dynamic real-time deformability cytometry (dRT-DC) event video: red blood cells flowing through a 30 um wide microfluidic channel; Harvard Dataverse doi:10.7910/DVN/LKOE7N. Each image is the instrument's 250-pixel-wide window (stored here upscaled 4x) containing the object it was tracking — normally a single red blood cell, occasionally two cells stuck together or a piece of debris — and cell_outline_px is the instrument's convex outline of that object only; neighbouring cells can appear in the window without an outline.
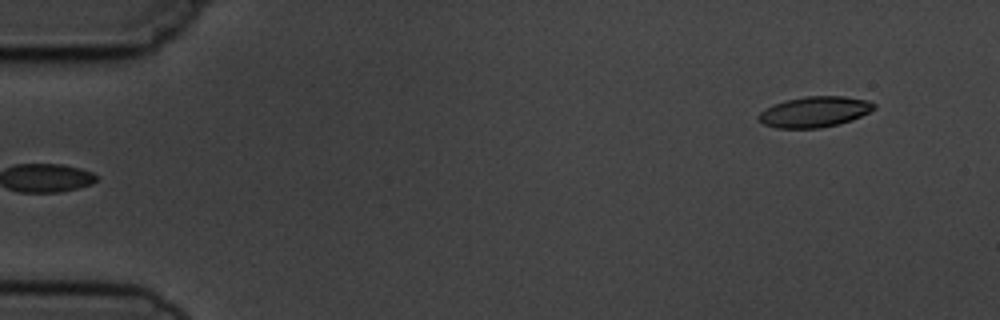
{"species": "common noctule bat (a hibernating species)", "species_latin": "Nyctalus noctula", "temperature_condition": "cold", "stored_images_in_passage": 6, "segment_of_instrument_passage": [2, 2], "camera_frame_rate_fps": 3000, "um_per_image_px": 0.085, "animal": {"sex": "male", "body_mass_g": 19.5, "forearm_length_mm": 54.6}, "frame": {"image": 1, "passage_image": 6, "time_ms": 5.667, "image_size_px": [1000, 320], "cell_outline_px": [[876, 108], [852, 120], [840, 124], [820, 128], [776, 128], [764, 124], [756, 116], [760, 112], [784, 100], [804, 96], [844, 96], [868, 100], [876, 104]], "centroid_in_image_um": [69.26, 9.5], "position_along_channel_um": 15.7, "area_um2": 20.63}}